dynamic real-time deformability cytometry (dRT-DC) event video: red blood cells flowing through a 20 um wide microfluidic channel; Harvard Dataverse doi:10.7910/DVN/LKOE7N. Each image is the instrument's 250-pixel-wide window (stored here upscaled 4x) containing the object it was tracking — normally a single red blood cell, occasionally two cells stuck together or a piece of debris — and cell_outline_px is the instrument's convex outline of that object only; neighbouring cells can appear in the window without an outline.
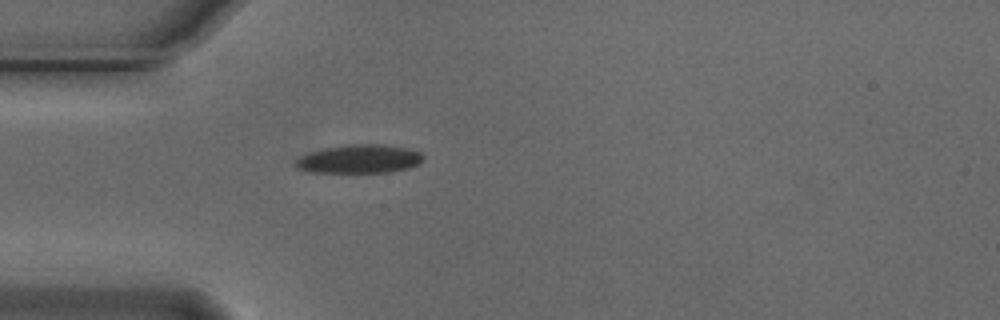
{"species": "Egyptian fruit bat (a non-hibernating species)", "species_latin": "Rousettus aegyptiacus", "temperature_condition": "cold", "stored_images_in_passage": 40, "camera_frame_rate_fps": 3000, "um_per_image_px": 0.085, "animal": {"sex": "male"}, "frame": {"image": 1, "passage_image": 1, "time_ms": 0.0, "image_size_px": [1000, 320], "cell_outline_px": [[424, 160], [420, 164], [408, 168], [388, 172], [308, 172], [296, 168], [292, 164], [300, 156], [324, 148], [348, 144], [384, 144], [404, 148], [420, 152], [424, 156]], "centroid_in_image_um": [30.53, 13.51], "position_along_channel_um": 54.5, "area_um2": 21.33}}
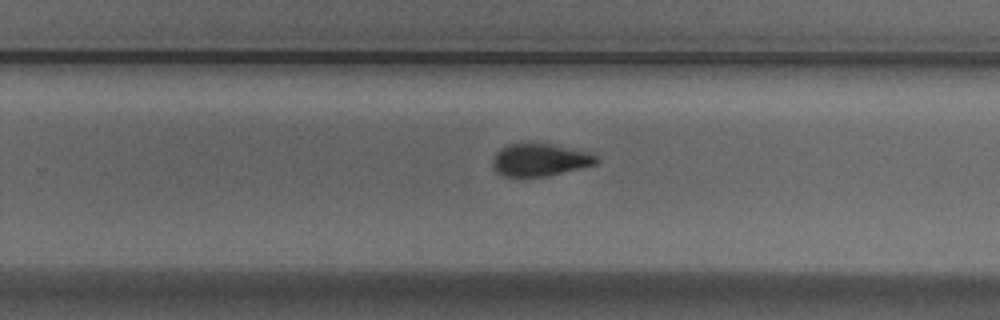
{"frame": {"image": 2, "passage_image": 20, "time_ms": 6.333, "image_size_px": [1000, 320], "cell_outline_px": [[600, 160], [596, 164], [548, 176], [500, 176], [492, 168], [492, 160], [496, 152], [504, 144], [556, 144], [592, 152]], "centroid_in_image_um": [45.89, 13.58], "position_along_channel_um": 283.9, "area_um2": 19.94}}
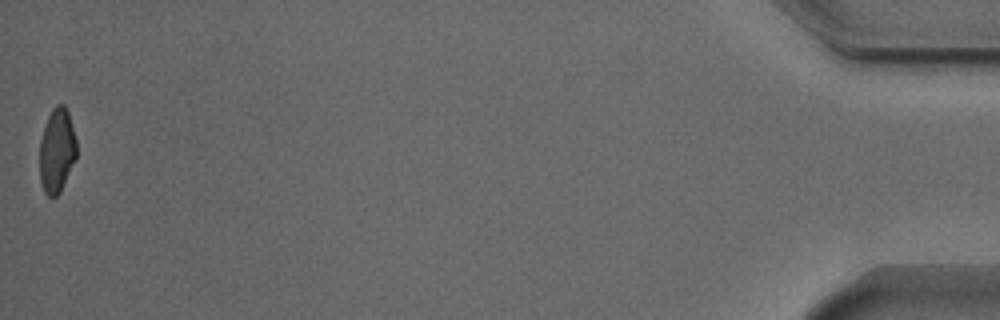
{"frame": {"image": 3, "passage_image": 40, "time_ms": 13.0, "image_size_px": [1000, 320], "cell_outline_px": [[76, 156], [60, 192], [56, 196], [48, 196], [44, 192], [40, 180], [40, 140], [48, 116], [52, 108], [56, 104], [64, 104], [68, 112], [76, 140]], "centroid_in_image_um": [4.82, 12.78], "position_along_channel_um": 430.4, "area_um2": 17.92}, "authors_computed_cell_mechanics": {"area_um2": 19.9699, "velocity_mm_per_s": 3.7258, "shape_relaxation_time_tau1_ms": 3.5715, "shape_relaxation_time_tau2_ms": 4.1715, "deformation_change_tau1": 0.1207, "deformation_change_tau2": 0.1033}}